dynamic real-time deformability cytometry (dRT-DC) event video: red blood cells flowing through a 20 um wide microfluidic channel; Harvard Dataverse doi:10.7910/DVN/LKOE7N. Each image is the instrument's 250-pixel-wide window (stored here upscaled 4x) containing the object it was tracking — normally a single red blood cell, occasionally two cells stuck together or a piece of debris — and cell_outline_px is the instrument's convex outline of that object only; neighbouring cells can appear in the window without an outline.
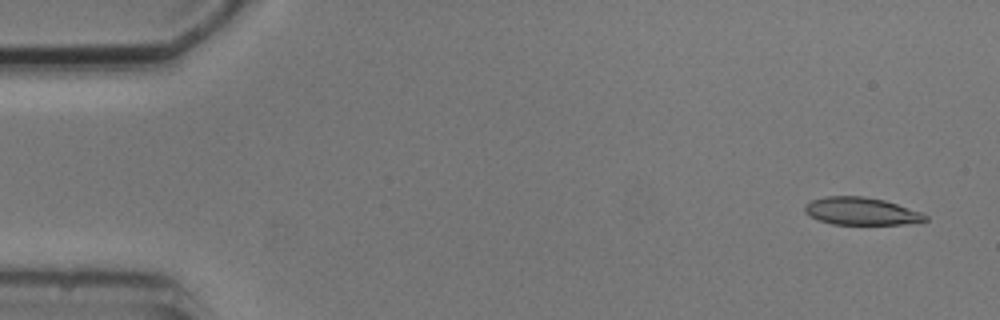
{"species": "common noctule bat (a hibernating species)", "species_latin": "Nyctalus noctula", "temperature_condition": "cold", "stored_images_in_passage": 3, "camera_frame_rate_fps": 3000, "um_per_image_px": 0.085, "animal": {"sex": "male", "body_mass_g": 20.5, "forearm_length_mm": 52.5}, "frame": {"image": 1, "passage_image": 1, "time_ms": 0.0, "image_size_px": [1000, 320], "cell_outline_px": [[928, 220], [904, 224], [832, 224], [820, 220], [804, 212], [804, 204], [812, 200], [828, 196], [864, 196], [884, 200], [920, 212], [928, 216]], "centroid_in_image_um": [73.19, 17.95], "position_along_channel_um": 11.8, "area_um2": 19.13}}